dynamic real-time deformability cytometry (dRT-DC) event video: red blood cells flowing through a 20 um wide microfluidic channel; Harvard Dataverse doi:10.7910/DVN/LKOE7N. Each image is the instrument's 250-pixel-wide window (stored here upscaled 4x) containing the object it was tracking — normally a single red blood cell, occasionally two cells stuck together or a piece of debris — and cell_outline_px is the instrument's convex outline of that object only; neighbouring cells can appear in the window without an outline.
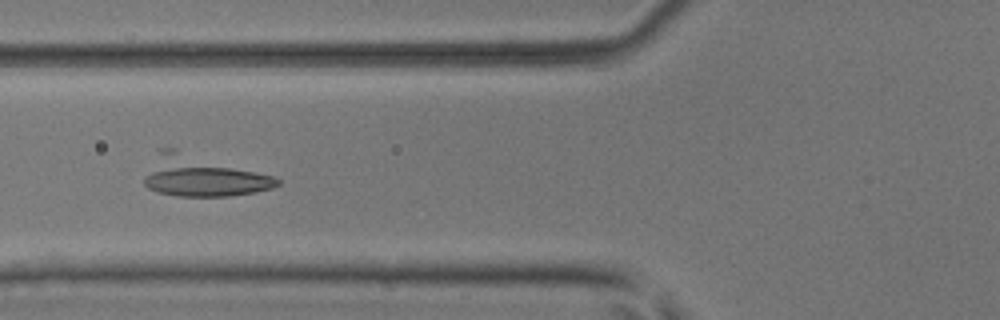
{"species": "common noctule bat (a hibernating species)", "species_latin": "Nyctalus noctula", "temperature_condition": "room temperature", "stored_images_in_passage": 6, "camera_frame_rate_fps": 3000, "um_per_image_px": 0.085, "animal": {"sex": "male", "body_mass_g": 17.9, "forearm_length_mm": 54.2}, "frame": {"image": 1, "passage_image": 6, "time_ms": 1.667, "image_size_px": [1000, 320], "cell_outline_px": [[280, 184], [272, 188], [256, 192], [228, 196], [176, 196], [156, 192], [148, 188], [144, 184], [144, 176], [156, 148], [176, 148], [276, 176], [280, 180]], "centroid_in_image_um": [17.17, 14.94], "position_along_channel_um": 108.6, "area_um2": 32.37}}